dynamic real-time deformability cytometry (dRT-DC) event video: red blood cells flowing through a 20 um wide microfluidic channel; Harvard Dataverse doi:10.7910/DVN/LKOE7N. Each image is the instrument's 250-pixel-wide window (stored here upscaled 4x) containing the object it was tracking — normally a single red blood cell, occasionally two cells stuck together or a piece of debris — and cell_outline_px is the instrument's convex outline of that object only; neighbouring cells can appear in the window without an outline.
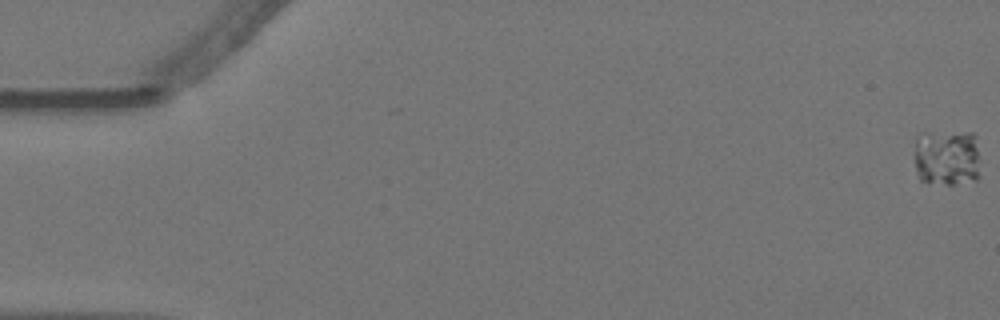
{"species": "Egyptian fruit bat (a non-hibernating species)", "species_latin": "Rousettus aegyptiacus", "temperature_condition": "warm", "stored_images_in_passage": 13, "camera_frame_rate_fps": 3000, "um_per_image_px": 0.085, "animal": {"sex": "female"}, "frame": {"image": 1, "passage_image": 1, "time_ms": 0.0, "image_size_px": [1000, 320], "cell_outline_px": [[976, 180], [952, 184], [928, 184], [920, 180], [912, 156], [916, 136], [924, 132], [972, 132], [976, 136]], "centroid_in_image_um": [80.37, 13.37], "position_along_channel_um": 4.6, "area_um2": 22.08}}